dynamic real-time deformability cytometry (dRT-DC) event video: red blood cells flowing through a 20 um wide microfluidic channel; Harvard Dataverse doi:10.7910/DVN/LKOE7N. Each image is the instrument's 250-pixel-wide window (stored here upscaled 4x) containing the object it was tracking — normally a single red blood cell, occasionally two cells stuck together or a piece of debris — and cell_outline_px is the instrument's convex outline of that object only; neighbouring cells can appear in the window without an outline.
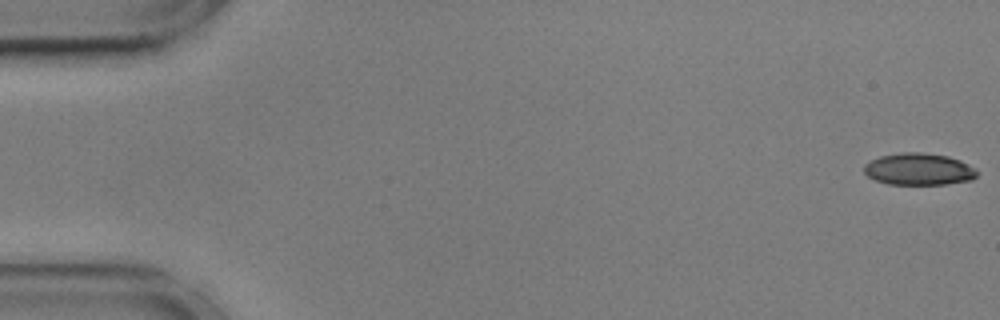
{"species": "common noctule bat (a hibernating species)", "species_latin": "Nyctalus noctula", "temperature_condition": "cold", "stored_images_in_passage": 16, "camera_frame_rate_fps": 3000, "um_per_image_px": 0.085, "animal": {"sex": "male", "body_mass_g": 17.9, "forearm_length_mm": 54.2}, "frame": {"image": 1, "passage_image": 1, "time_ms": 0.0, "image_size_px": [1000, 320], "cell_outline_px": [[980, 172], [972, 180], [944, 184], [888, 184], [876, 180], [868, 176], [864, 172], [864, 164], [880, 156], [904, 152], [920, 152], [948, 156], [960, 160], [976, 168]], "centroid_in_image_um": [78.13, 14.38], "position_along_channel_um": 6.9, "area_um2": 21.04}}
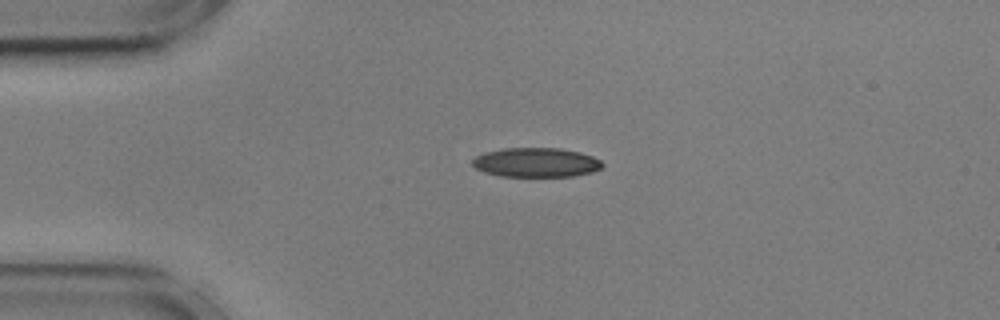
{"frame": {"image": 2, "passage_image": 13, "time_ms": 4.0, "image_size_px": [1000, 320], "cell_outline_px": [[604, 164], [600, 168], [592, 172], [572, 176], [500, 176], [484, 172], [476, 168], [472, 164], [472, 160], [476, 156], [484, 152], [504, 148], [560, 148], [580, 152], [592, 156], [600, 160]], "centroid_in_image_um": [45.56, 13.8], "position_along_channel_um": 39.4, "area_um2": 22.2}}